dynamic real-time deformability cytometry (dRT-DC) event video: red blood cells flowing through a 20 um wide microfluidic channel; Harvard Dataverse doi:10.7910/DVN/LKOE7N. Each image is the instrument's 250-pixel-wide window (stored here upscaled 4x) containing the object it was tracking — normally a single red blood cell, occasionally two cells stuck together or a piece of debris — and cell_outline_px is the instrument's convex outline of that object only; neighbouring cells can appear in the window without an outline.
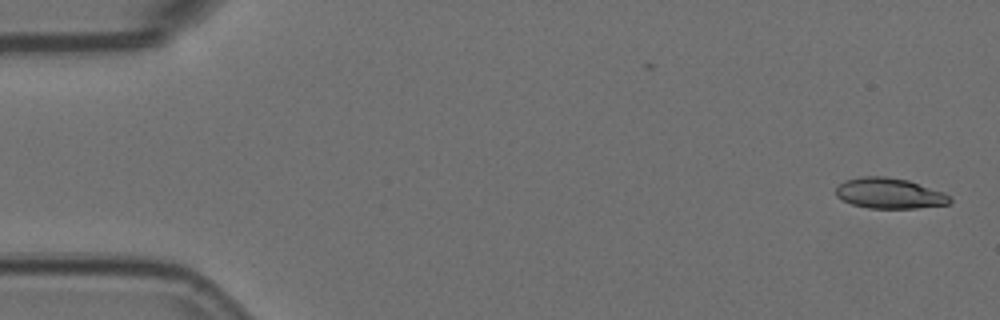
{"species": "Egyptian fruit bat (a non-hibernating species)", "species_latin": "Rousettus aegyptiacus", "temperature_condition": "room temperature", "stored_images_in_passage": 2, "camera_frame_rate_fps": 3000, "um_per_image_px": 0.085, "animal": {"sex": "female"}, "frame": {"image": 1, "passage_image": 2, "time_ms": 0.333, "image_size_px": [1000, 320], "cell_outline_px": [[952, 200], [948, 204], [916, 208], [868, 208], [852, 204], [840, 200], [836, 196], [836, 188], [844, 180], [860, 176], [884, 176], [908, 180], [944, 192]], "centroid_in_image_um": [75.57, 16.43], "position_along_channel_um": 9.4, "area_um2": 20.35}}